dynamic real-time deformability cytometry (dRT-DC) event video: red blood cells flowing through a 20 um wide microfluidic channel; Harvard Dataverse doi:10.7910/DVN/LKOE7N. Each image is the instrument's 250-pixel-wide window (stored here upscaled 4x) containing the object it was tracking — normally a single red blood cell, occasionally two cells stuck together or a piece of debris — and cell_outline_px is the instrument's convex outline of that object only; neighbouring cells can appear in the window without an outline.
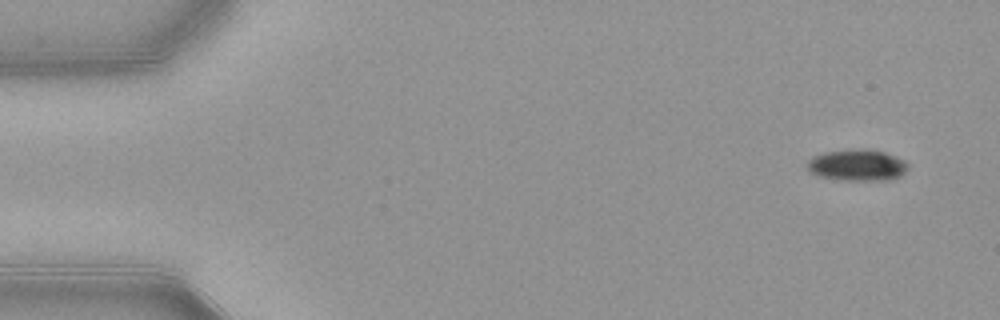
{"species": "common noctule bat (a hibernating species)", "species_latin": "Nyctalus noctula", "temperature_condition": "warm", "stored_images_in_passage": 14, "camera_frame_rate_fps": 3000, "um_per_image_px": 0.085, "animal": {"sex": "female", "body_mass_g": 21.9}, "frame": {"image": 1, "passage_image": 1, "time_ms": 0.0, "image_size_px": [1000, 320], "cell_outline_px": [[908, 168], [900, 176], [892, 180], [844, 180], [820, 176], [808, 172], [808, 160], [812, 156], [824, 152], [860, 148], [868, 148], [884, 152], [896, 156], [904, 160], [908, 164]], "centroid_in_image_um": [72.88, 14.03], "position_along_channel_um": 12.1, "area_um2": 18.61}}
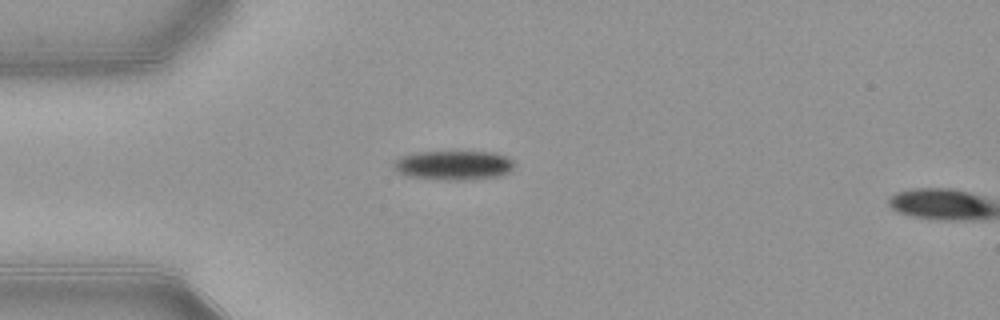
{"frame": {"image": 2, "passage_image": 12, "time_ms": 3.667, "image_size_px": [1000, 320], "cell_outline_px": [[516, 164], [512, 172], [500, 176], [464, 180], [436, 180], [404, 176], [396, 172], [392, 168], [392, 164], [400, 156], [416, 152], [496, 152], [508, 156], [516, 160]], "centroid_in_image_um": [38.58, 14.06], "position_along_channel_um": 46.4, "area_um2": 21.39}}